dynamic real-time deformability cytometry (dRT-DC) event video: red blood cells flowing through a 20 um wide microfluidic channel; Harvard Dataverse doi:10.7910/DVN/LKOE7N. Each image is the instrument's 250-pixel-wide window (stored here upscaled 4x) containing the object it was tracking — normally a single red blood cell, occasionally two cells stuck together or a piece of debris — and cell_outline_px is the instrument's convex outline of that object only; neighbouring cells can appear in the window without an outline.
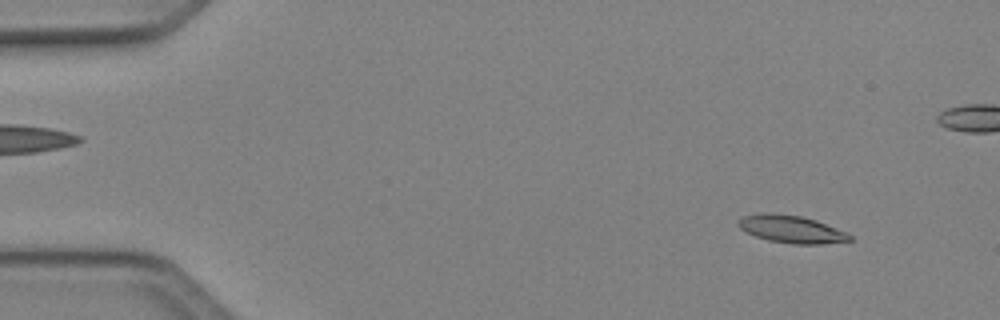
{"species": "Egyptian fruit bat (a non-hibernating species)", "species_latin": "Rousettus aegyptiacus", "temperature_condition": "cold", "stored_images_in_passage": 49, "camera_frame_rate_fps": 3000, "um_per_image_px": 0.085, "animal": {"sex": "female"}, "frame": {"image": 1, "passage_image": 3, "time_ms": 0.667, "image_size_px": [1000, 320], "cell_outline_px": [[852, 240], [820, 244], [792, 244], [768, 240], [756, 236], [740, 228], [736, 224], [736, 220], [744, 216], [760, 212], [768, 212], [800, 216], [816, 220], [844, 232], [852, 236]], "centroid_in_image_um": [67.2, 19.47], "position_along_channel_um": 17.8, "area_um2": 17.74}}
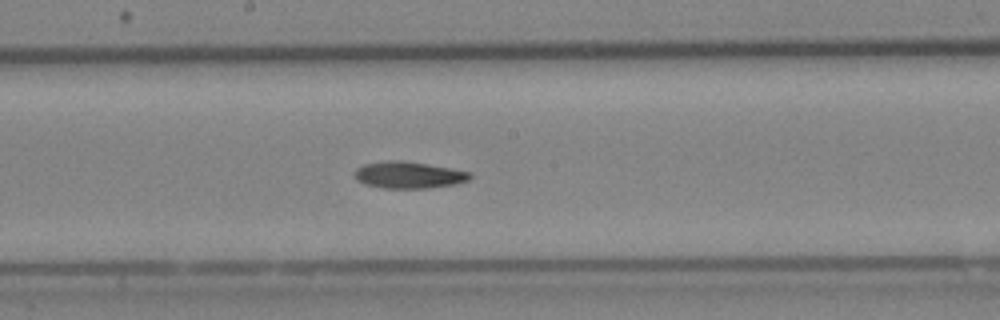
{"frame": {"image": 2, "passage_image": 25, "time_ms": 8.0, "image_size_px": [1000, 320], "cell_outline_px": [[472, 176], [468, 180], [456, 184], [428, 188], [380, 188], [364, 184], [356, 180], [356, 168], [364, 164], [388, 160], [400, 160], [472, 172]], "centroid_in_image_um": [34.72, 14.88], "position_along_channel_um": 213.5, "area_um2": 17.86}}
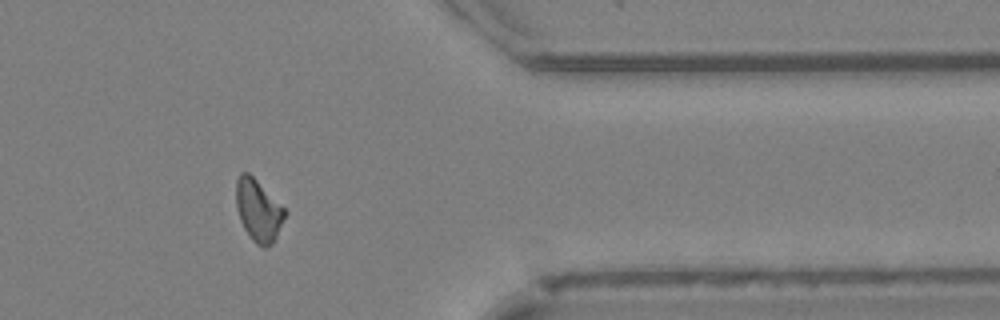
{"frame": {"image": 3, "passage_image": 39, "time_ms": 12.667, "image_size_px": [1000, 320], "cell_outline_px": [[288, 212], [272, 244], [268, 248], [264, 248], [256, 244], [252, 240], [244, 228], [240, 220], [236, 208], [236, 180], [240, 172], [248, 172]], "centroid_in_image_um": [21.95, 17.9], "position_along_channel_um": 389.5, "area_um2": 17.51}, "authors_computed_cell_mechanics": {"area_um2": 17.6868, "velocity_mm_per_s": 4.1114, "shape_relaxation_time_tau1_ms": null, "shape_relaxation_time_tau2_ms": 5.9949, "deformation_change_tau1": null, "deformation_change_tau2": 0.1266}}